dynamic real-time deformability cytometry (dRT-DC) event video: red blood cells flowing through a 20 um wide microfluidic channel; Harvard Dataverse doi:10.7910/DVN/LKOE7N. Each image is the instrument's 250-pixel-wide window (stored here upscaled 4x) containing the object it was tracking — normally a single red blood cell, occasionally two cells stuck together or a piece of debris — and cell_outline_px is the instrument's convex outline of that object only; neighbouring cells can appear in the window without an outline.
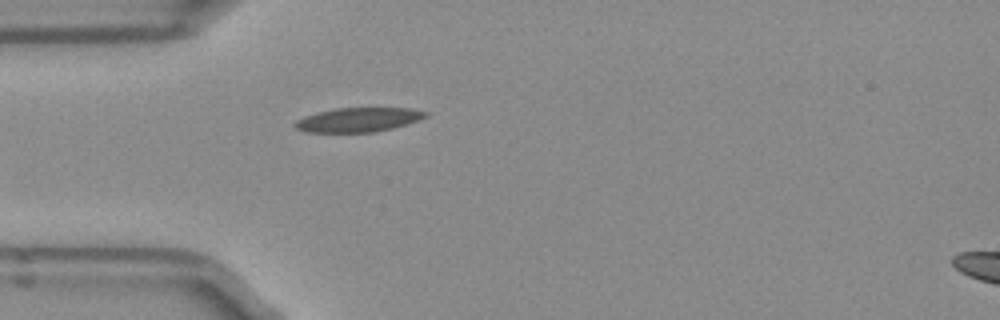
{"species": "Egyptian fruit bat (a non-hibernating species)", "species_latin": "Rousettus aegyptiacus", "temperature_condition": "room temperature", "stored_images_in_passage": 18, "camera_frame_rate_fps": 3000, "um_per_image_px": 0.085, "frame": {"image": 1, "passage_image": 1, "time_ms": 0.0, "image_size_px": [1000, 320], "cell_outline_px": [[428, 116], [408, 124], [376, 132], [308, 132], [296, 128], [292, 124], [296, 120], [304, 116], [316, 112], [336, 108], [408, 108], [428, 112]], "centroid_in_image_um": [30.44, 10.18], "position_along_channel_um": 54.6, "area_um2": 18.5}}
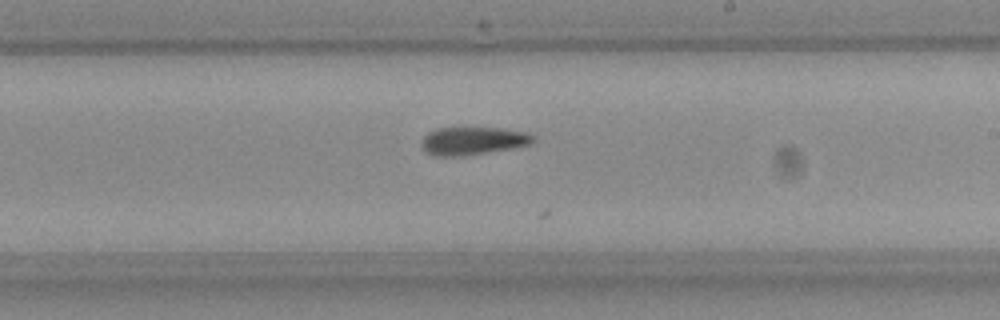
{"frame": {"image": 2, "passage_image": 16, "time_ms": 5.0, "image_size_px": [1000, 320], "cell_outline_px": [[536, 140], [528, 144], [488, 152], [460, 156], [432, 156], [420, 144], [424, 136], [428, 132], [436, 128], [500, 128], [528, 132], [536, 136]], "centroid_in_image_um": [40.19, 11.96], "position_along_channel_um": 248.8, "area_um2": 18.03}}